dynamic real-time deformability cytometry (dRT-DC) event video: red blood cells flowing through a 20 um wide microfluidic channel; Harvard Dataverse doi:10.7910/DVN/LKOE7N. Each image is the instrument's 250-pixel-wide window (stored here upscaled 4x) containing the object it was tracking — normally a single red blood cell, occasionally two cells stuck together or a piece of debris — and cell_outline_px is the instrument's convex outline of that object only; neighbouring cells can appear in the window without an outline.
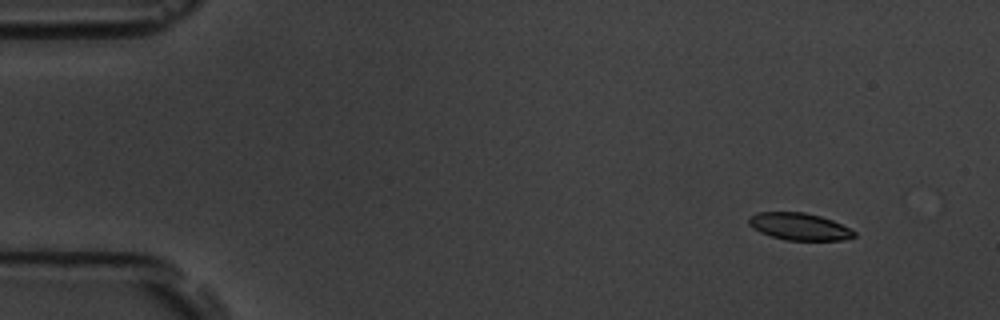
{"species": "common noctule bat (a hibernating species)", "species_latin": "Nyctalus noctula", "temperature_condition": "room temperature", "stored_images_in_passage": 7, "camera_frame_rate_fps": 3000, "um_per_image_px": 0.085, "animal": {"sex": "male", "body_mass_g": 19.5, "forearm_length_mm": 54.6}, "frame": {"image": 1, "passage_image": 2, "time_ms": 1.333, "image_size_px": [1000, 320], "cell_outline_px": [[856, 236], [840, 240], [788, 240], [772, 236], [760, 232], [752, 228], [748, 224], [748, 216], [756, 212], [804, 212], [820, 216], [832, 220], [856, 232]], "centroid_in_image_um": [67.89, 19.24], "position_along_channel_um": 17.1, "area_um2": 16.59}}
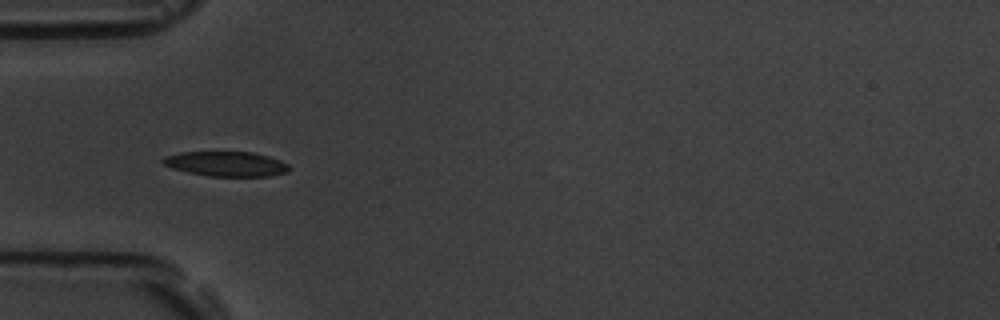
{"frame": {"image": 2, "passage_image": 6, "time_ms": 5.667, "image_size_px": [1000, 320], "cell_outline_px": [[292, 168], [288, 172], [268, 176], [208, 176], [188, 172], [172, 168], [164, 164], [160, 160], [164, 156], [180, 152], [252, 152], [268, 156], [280, 160], [288, 164]], "centroid_in_image_um": [19.23, 13.93], "position_along_channel_um": 65.8, "area_um2": 18.32}}
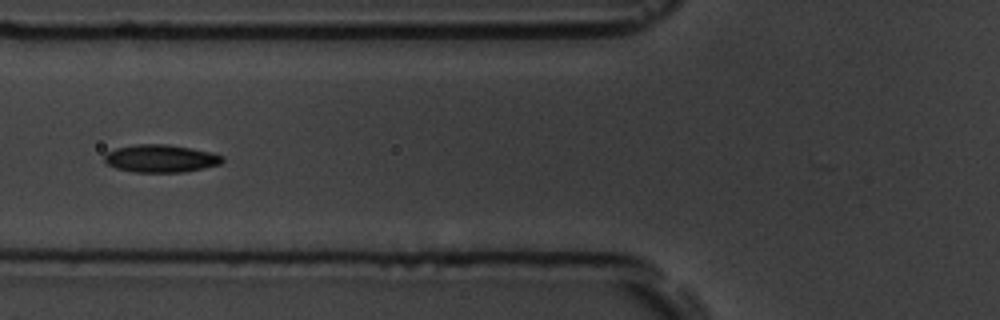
{"frame": {"image": 3, "passage_image": 7, "time_ms": 7.0, "image_size_px": [1000, 320], "cell_outline_px": [[224, 160], [220, 164], [204, 168], [184, 172], [132, 172], [116, 168], [108, 164], [104, 160], [104, 156], [108, 152], [116, 148], [136, 144], [168, 144], [192, 148], [212, 152], [224, 156]], "centroid_in_image_um": [13.69, 13.47], "position_along_channel_um": 112.1, "area_um2": 19.13}}